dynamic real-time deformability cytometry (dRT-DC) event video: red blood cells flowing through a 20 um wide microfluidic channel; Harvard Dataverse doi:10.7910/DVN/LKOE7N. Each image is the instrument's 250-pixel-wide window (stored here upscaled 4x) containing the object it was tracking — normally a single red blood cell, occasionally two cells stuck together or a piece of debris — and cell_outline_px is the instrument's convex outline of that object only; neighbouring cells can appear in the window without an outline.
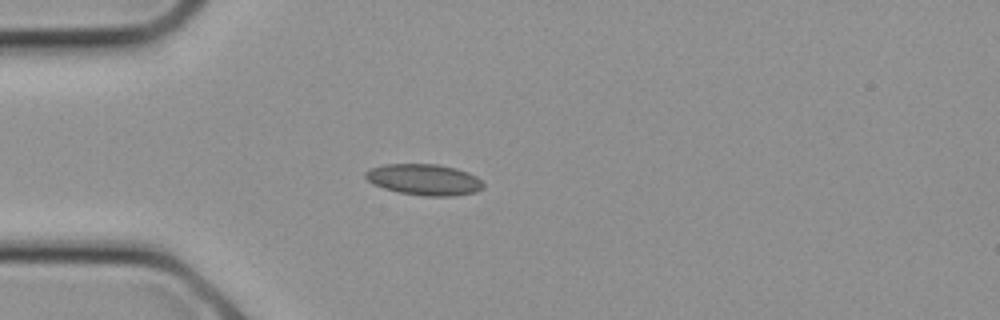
{"species": "common noctule bat (a hibernating species)", "species_latin": "Nyctalus noctula", "temperature_condition": "cold", "stored_images_in_passage": 10, "camera_frame_rate_fps": 3000, "um_per_image_px": 0.085, "animal": {"sex": "female", "body_mass_g": 21.9}, "frame": {"image": 1, "passage_image": 6, "time_ms": 1.667, "image_size_px": [1000, 320], "cell_outline_px": [[484, 188], [476, 192], [452, 196], [424, 196], [400, 192], [384, 188], [372, 184], [364, 176], [364, 172], [372, 168], [384, 164], [440, 164], [456, 168], [468, 172], [476, 176], [484, 184]], "centroid_in_image_um": [36.07, 15.26], "position_along_channel_um": 48.9, "area_um2": 21.44}}
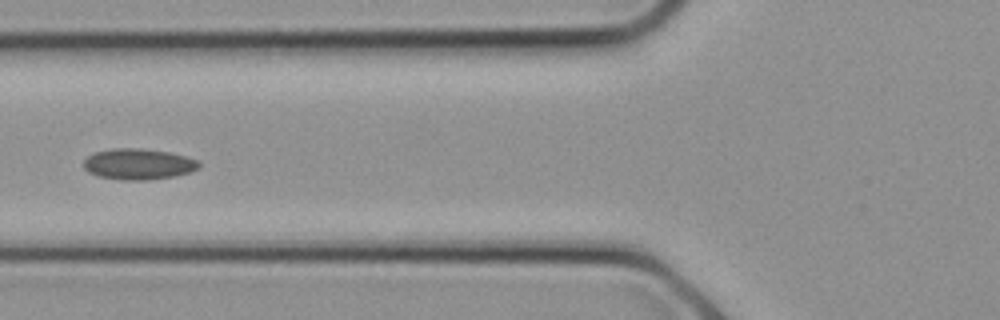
{"frame": {"image": 2, "passage_image": 9, "time_ms": 2.667, "image_size_px": [1000, 320], "cell_outline_px": [[200, 168], [192, 172], [176, 176], [148, 180], [120, 180], [96, 176], [88, 172], [84, 168], [84, 160], [92, 152], [112, 148], [140, 148], [168, 152], [184, 156], [196, 160], [200, 164]], "centroid_in_image_um": [11.74, 13.95], "position_along_channel_um": 114.1, "area_um2": 21.04}}